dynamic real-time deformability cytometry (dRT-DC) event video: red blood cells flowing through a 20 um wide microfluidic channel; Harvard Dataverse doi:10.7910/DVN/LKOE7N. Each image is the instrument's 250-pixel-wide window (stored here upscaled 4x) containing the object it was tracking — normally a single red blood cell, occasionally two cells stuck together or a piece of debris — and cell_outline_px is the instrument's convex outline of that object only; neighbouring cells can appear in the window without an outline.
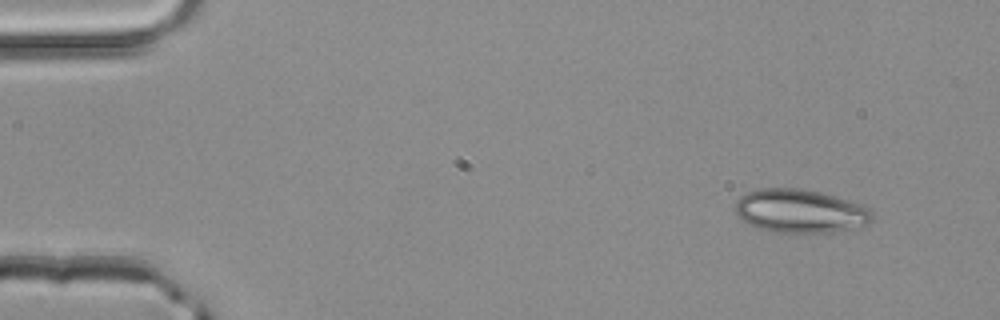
{"species": "common noctule bat (a hibernating species)", "species_latin": "Nyctalus noctula", "temperature_condition": "room temperature", "stored_images_in_passage": 3, "camera_frame_rate_fps": 3000, "um_per_image_px": 0.085, "animal": {"sex": "male", "body_mass_g": 20.4}, "frame": {"image": 1, "passage_image": 1, "time_ms": 0.0, "image_size_px": [1000, 320], "cell_outline_px": [[872, 220], [864, 224], [832, 232], [772, 232], [756, 228], [748, 224], [736, 216], [736, 200], [744, 192], [764, 188], [796, 188], [820, 192], [848, 200], [860, 204], [868, 208], [872, 212]], "centroid_in_image_um": [67.93, 17.93], "position_along_channel_um": 17.1, "area_um2": 34.51}}